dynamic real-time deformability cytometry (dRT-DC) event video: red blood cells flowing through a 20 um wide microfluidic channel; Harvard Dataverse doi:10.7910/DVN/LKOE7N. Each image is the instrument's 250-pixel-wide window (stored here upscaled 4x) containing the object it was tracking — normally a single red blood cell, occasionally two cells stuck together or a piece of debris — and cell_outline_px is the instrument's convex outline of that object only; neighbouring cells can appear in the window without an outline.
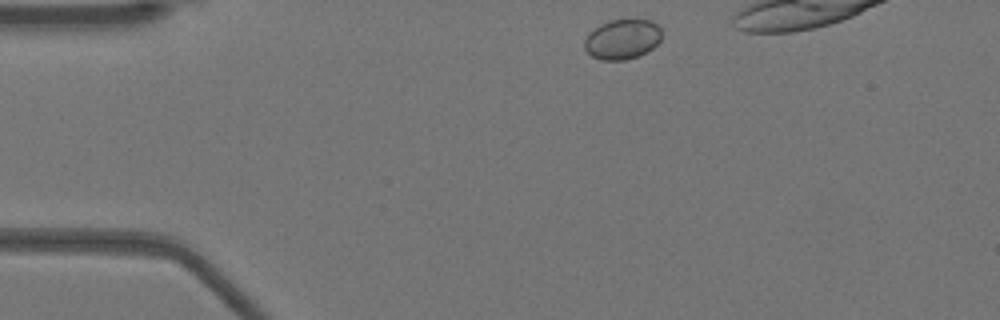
{"species": "Egyptian fruit bat (a non-hibernating species)", "species_latin": "Rousettus aegyptiacus", "temperature_condition": "warm", "stored_images_in_passage": 35, "camera_frame_rate_fps": 3000, "um_per_image_px": 0.085, "animal": {"sex": "female"}, "frame": {"image": 1, "passage_image": 2, "time_ms": 0.333, "image_size_px": [1000, 320], "cell_outline_px": [[660, 40], [652, 48], [636, 56], [624, 60], [600, 60], [592, 56], [584, 48], [584, 40], [600, 24], [608, 20], [636, 16], [652, 20], [660, 28]], "centroid_in_image_um": [52.91, 3.27], "position_along_channel_um": 32.1, "area_um2": 18.26}}
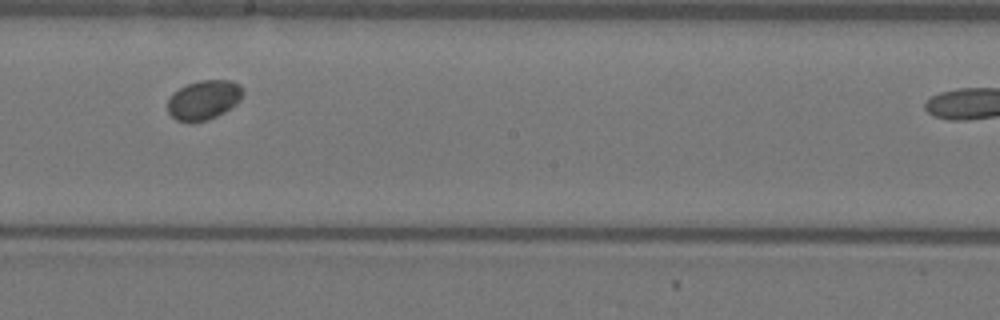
{"frame": {"image": 2, "passage_image": 21, "time_ms": 6.667, "image_size_px": [1000, 320], "cell_outline_px": [[244, 92], [240, 100], [236, 104], [224, 112], [208, 120], [176, 120], [168, 112], [168, 100], [172, 92], [188, 84], [200, 80], [232, 80], [240, 84], [244, 88]], "centroid_in_image_um": [17.36, 8.45], "position_along_channel_um": 230.8, "area_um2": 17.17}}
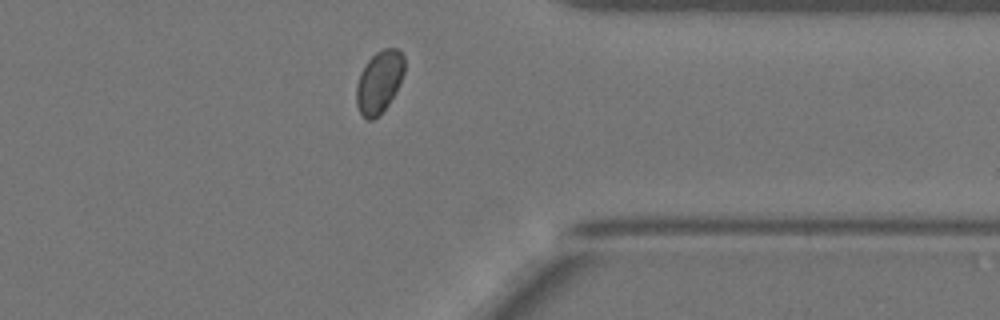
{"frame": {"image": 3, "passage_image": 33, "time_ms": 10.667, "image_size_px": [1000, 320], "cell_outline_px": [[404, 72], [400, 84], [396, 92], [388, 104], [372, 120], [368, 120], [360, 112], [356, 104], [356, 84], [360, 72], [368, 60], [376, 52], [384, 48], [396, 48], [404, 56]], "centroid_in_image_um": [32.23, 6.93], "position_along_channel_um": 379.2, "area_um2": 17.34}}